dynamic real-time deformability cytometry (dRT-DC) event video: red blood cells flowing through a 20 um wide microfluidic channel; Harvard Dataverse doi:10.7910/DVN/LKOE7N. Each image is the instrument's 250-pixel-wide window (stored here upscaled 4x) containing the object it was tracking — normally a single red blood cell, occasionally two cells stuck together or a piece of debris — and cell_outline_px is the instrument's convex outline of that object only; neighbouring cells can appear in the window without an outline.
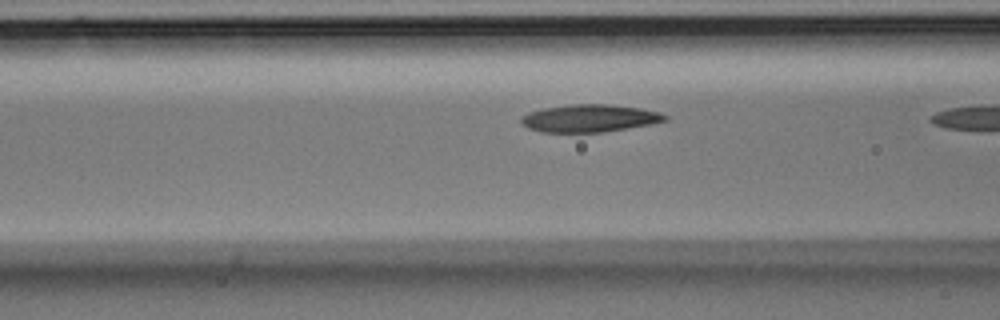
{"species": "Egyptian fruit bat (a non-hibernating species)", "species_latin": "Rousettus aegyptiacus", "temperature_condition": "room temperature", "stored_images_in_passage": 8, "camera_frame_rate_fps": 3000, "um_per_image_px": 0.085, "animal": {"sex": "male"}, "frame": {"image": 1, "passage_image": 7, "time_ms": 2.0, "image_size_px": [1000, 320], "cell_outline_px": [[668, 120], [652, 124], [604, 132], [540, 132], [528, 128], [520, 120], [520, 116], [528, 112], [544, 108], [568, 104], [608, 104], [640, 108], [660, 112], [668, 116]], "centroid_in_image_um": [50.12, 10.05], "position_along_channel_um": 116.5, "area_um2": 23.24}}